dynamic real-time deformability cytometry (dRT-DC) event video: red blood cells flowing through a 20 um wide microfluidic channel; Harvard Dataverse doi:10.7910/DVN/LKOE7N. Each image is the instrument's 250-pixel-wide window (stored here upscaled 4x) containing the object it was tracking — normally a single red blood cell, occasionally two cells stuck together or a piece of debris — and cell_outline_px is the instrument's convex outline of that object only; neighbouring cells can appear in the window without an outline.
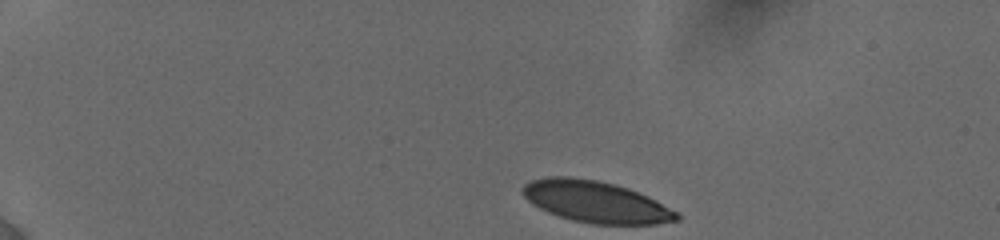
{"species": "human", "species_latin": "Homo sapiens", "temperature_condition": "cold", "stored_images_in_passage": 10, "camera_frame_rate_fps": 3000, "um_per_image_px": 0.085, "donor": {"sex": "female"}, "frame": {"image": 1, "passage_image": 1, "time_ms": 0.0, "image_size_px": [1000, 240], "cell_outline_px": [[680, 220], [656, 224], [592, 224], [572, 220], [548, 212], [532, 204], [520, 192], [520, 188], [524, 184], [532, 180], [548, 176], [568, 176], [596, 180], [628, 188], [648, 196], [680, 212]], "centroid_in_image_um": [50.65, 17.15], "position_along_channel_um": 34.3, "area_um2": 37.45}}
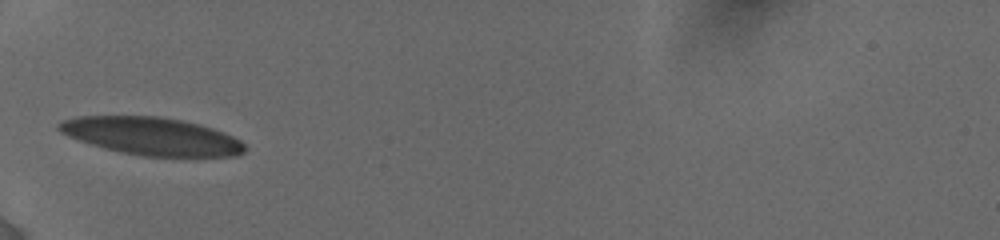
{"frame": {"image": 2, "passage_image": 9, "time_ms": 3.333, "image_size_px": [1000, 240], "cell_outline_px": [[248, 148], [244, 152], [236, 156], [144, 156], [120, 152], [104, 148], [68, 136], [60, 132], [56, 128], [56, 124], [64, 120], [76, 116], [156, 116], [180, 120], [200, 124], [224, 132], [240, 140]], "centroid_in_image_um": [12.89, 11.57], "position_along_channel_um": 72.1, "area_um2": 40.75}}